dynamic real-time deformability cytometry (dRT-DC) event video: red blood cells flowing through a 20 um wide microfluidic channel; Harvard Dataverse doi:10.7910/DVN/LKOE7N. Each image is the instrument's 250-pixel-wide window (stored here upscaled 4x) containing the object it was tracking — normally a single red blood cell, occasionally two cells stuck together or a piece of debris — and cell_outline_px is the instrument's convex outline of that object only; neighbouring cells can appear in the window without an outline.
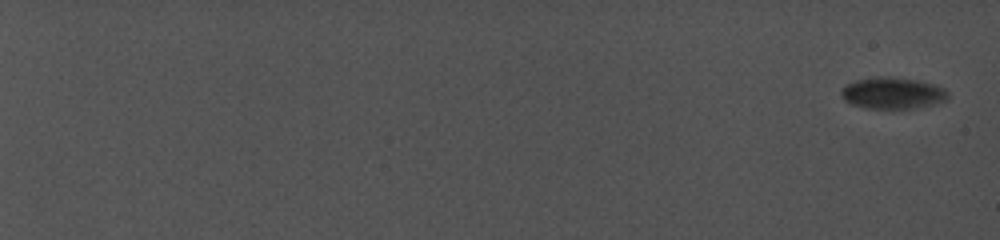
{"species": "common noctule bat (a hibernating species)", "species_latin": "Nyctalus noctula", "temperature_condition": "cold", "stored_images_in_passage": 18, "camera_frame_rate_fps": 5000, "um_per_image_px": 0.085, "animal": {"sex": "female", "body_mass_g": 19.0, "forearm_length_mm": 56.7}, "frame": {"image": 1, "passage_image": 1, "time_ms": 0.0, "image_size_px": [1000, 240], "cell_outline_px": [[948, 100], [936, 104], [916, 108], [864, 108], [852, 104], [844, 100], [840, 96], [840, 88], [844, 84], [856, 80], [872, 76], [892, 76], [920, 80], [940, 84], [948, 92]], "centroid_in_image_um": [75.88, 7.89], "position_along_channel_um": 9.1, "area_um2": 20.35}}
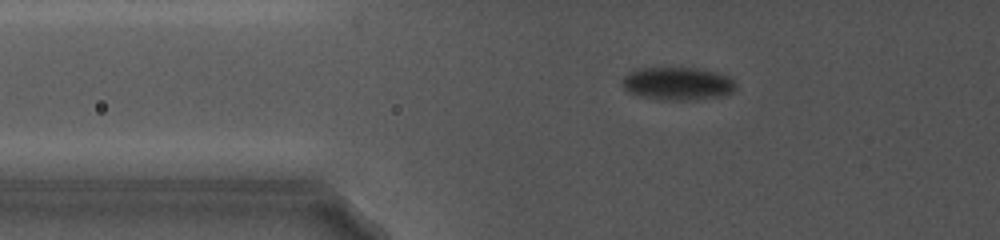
{"frame": {"image": 2, "passage_image": 15, "time_ms": 9.2, "image_size_px": [1000, 240], "cell_outline_px": [[736, 88], [732, 92], [720, 96], [696, 100], [656, 100], [628, 92], [624, 88], [620, 80], [628, 72], [636, 68], [696, 68], [716, 72], [728, 76], [736, 84]], "centroid_in_image_um": [57.56, 7.11], "position_along_channel_um": 68.2, "area_um2": 22.02}}
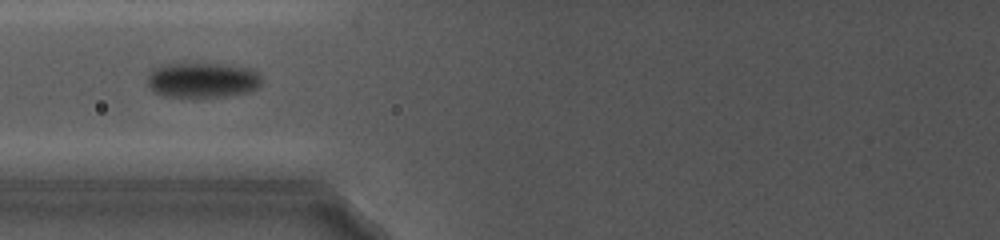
{"frame": {"image": 3, "passage_image": 17, "time_ms": 11.0, "image_size_px": [1000, 240], "cell_outline_px": [[260, 84], [256, 88], [244, 92], [220, 96], [164, 96], [156, 92], [148, 84], [148, 76], [152, 68], [160, 64], [220, 64], [248, 68], [256, 72], [260, 76]], "centroid_in_image_um": [17.15, 6.78], "position_along_channel_um": 108.6, "area_um2": 22.77}}